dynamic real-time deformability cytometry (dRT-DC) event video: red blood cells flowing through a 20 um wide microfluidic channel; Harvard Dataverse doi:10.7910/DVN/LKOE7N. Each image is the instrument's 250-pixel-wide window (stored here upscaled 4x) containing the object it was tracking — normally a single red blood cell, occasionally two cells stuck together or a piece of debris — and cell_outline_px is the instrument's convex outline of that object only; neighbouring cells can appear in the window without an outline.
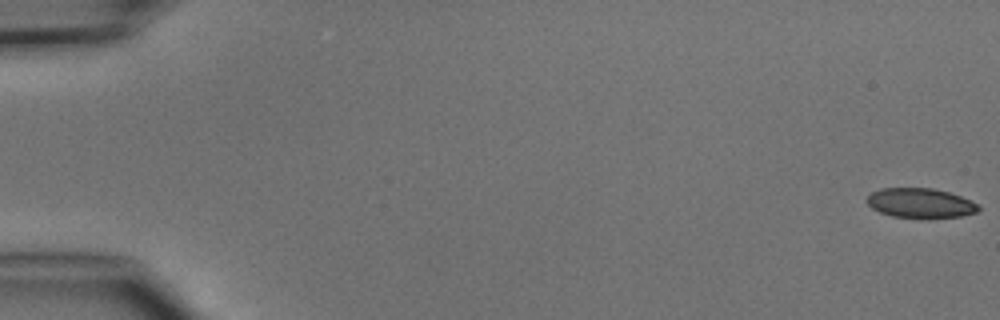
{"species": "common noctule bat (a hibernating species)", "species_latin": "Nyctalus noctula", "temperature_condition": "cold", "stored_images_in_passage": 4, "segment_of_instrument_passage": [2, 2], "camera_frame_rate_fps": 3000, "um_per_image_px": 0.085, "animal": {"sex": "male", "body_mass_g": 15.6}, "frame": {"image": 1, "passage_image": 4, "time_ms": 4.333, "image_size_px": [1000, 320], "cell_outline_px": [[980, 208], [976, 212], [960, 216], [928, 220], [892, 216], [880, 212], [872, 208], [868, 204], [868, 196], [872, 192], [880, 188], [932, 188], [948, 192], [960, 196], [976, 204]], "centroid_in_image_um": [78.22, 17.29], "position_along_channel_um": 6.8, "area_um2": 19.48}}